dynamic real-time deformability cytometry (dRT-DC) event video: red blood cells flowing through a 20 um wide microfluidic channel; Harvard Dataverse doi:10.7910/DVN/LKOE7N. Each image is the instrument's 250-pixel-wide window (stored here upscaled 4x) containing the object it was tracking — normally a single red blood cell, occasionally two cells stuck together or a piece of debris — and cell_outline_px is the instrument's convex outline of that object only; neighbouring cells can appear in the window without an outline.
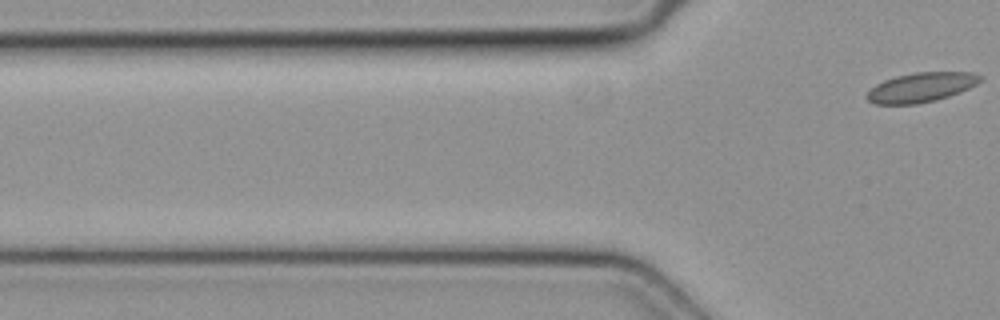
{"species": "common noctule bat (a hibernating species)", "species_latin": "Nyctalus noctula", "temperature_condition": "cold", "stored_images_in_passage": 4, "camera_frame_rate_fps": 3000, "um_per_image_px": 0.085, "animal": {"sex": "female", "body_mass_g": 19.3, "forearm_length_mm": 54.1}, "frame": {"image": 1, "passage_image": 4, "time_ms": 1.0, "image_size_px": [1000, 320], "cell_outline_px": [[984, 76], [976, 84], [960, 92], [936, 100], [916, 104], [876, 104], [868, 100], [864, 96], [876, 84], [884, 80], [896, 76], [916, 72], [976, 72]], "centroid_in_image_um": [78.31, 7.42], "position_along_channel_um": 47.5, "area_um2": 19.48}}